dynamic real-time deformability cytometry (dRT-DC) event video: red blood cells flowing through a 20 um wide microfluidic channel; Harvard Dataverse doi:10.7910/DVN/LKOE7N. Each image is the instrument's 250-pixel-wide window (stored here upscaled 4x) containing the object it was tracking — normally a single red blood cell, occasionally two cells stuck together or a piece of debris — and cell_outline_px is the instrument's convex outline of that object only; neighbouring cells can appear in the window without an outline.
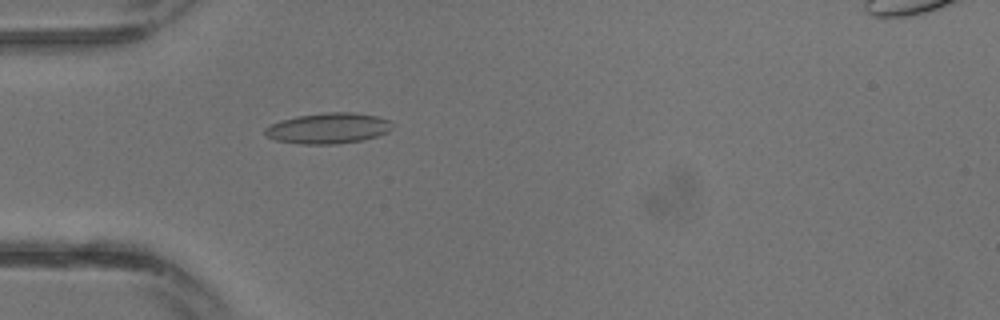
{"species": "common noctule bat (a hibernating species)", "species_latin": "Nyctalus noctula", "temperature_condition": "warm", "stored_images_in_passage": 31, "camera_frame_rate_fps": 3000, "um_per_image_px": 0.085, "animal": {"sex": "male", "body_mass_g": 13.3}, "frame": {"image": 1, "passage_image": 10, "time_ms": 3.0, "image_size_px": [1000, 320], "cell_outline_px": [[392, 128], [388, 132], [364, 140], [336, 144], [300, 144], [276, 140], [268, 136], [264, 132], [264, 128], [280, 120], [296, 116], [324, 112], [352, 112], [376, 116], [392, 120]], "centroid_in_image_um": [27.92, 10.89], "position_along_channel_um": 57.1, "area_um2": 22.89}}
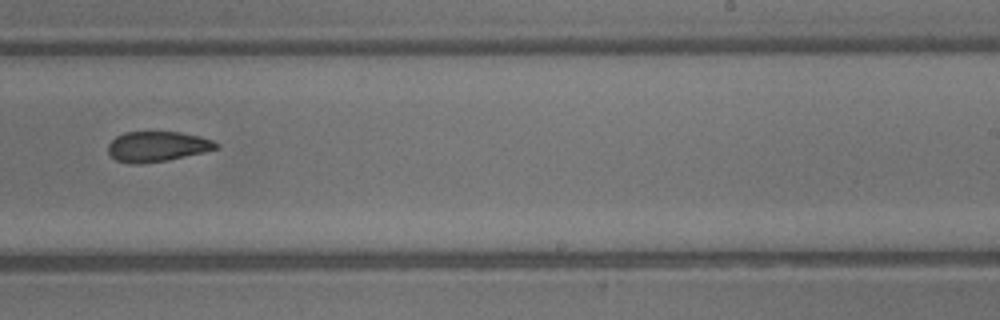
{"frame": {"image": 2, "passage_image": 20, "time_ms": 6.333, "image_size_px": [1000, 320], "cell_outline_px": [[220, 148], [204, 152], [168, 160], [140, 164], [128, 164], [116, 160], [108, 152], [108, 144], [116, 136], [124, 132], [180, 132], [200, 136], [212, 140], [220, 144]], "centroid_in_image_um": [13.38, 12.45], "position_along_channel_um": 275.6, "area_um2": 19.19}}
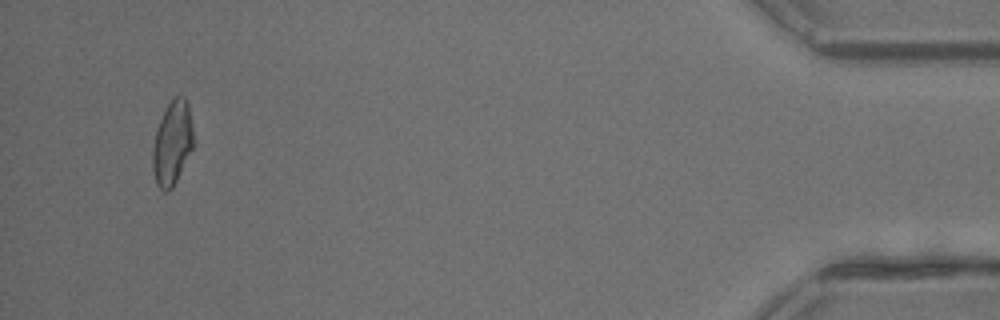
{"frame": {"image": 3, "passage_image": 30, "time_ms": 9.667, "image_size_px": [1000, 320], "cell_outline_px": [[192, 148], [172, 188], [168, 192], [164, 192], [156, 184], [152, 168], [152, 148], [156, 128], [172, 96], [184, 96], [188, 104], [192, 124]], "centroid_in_image_um": [14.61, 12.15], "position_along_channel_um": 420.6, "area_um2": 19.83}}